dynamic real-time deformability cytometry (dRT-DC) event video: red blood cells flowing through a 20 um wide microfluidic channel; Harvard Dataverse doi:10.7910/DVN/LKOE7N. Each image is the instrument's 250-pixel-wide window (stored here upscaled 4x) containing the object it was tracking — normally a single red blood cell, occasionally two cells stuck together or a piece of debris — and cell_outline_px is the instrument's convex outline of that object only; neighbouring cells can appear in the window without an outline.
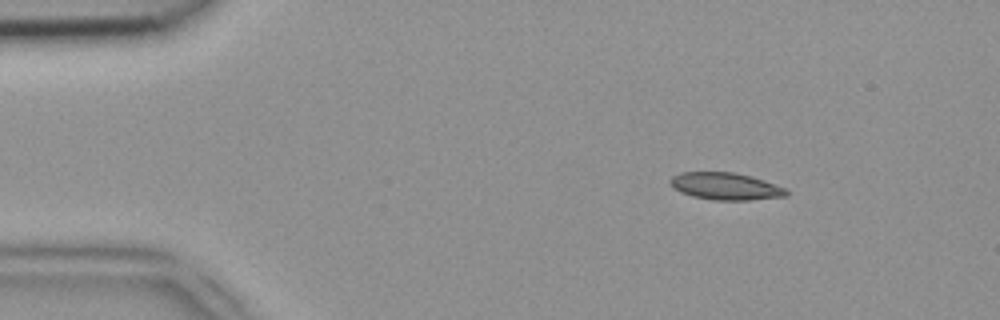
{"species": "common noctule bat (a hibernating species)", "species_latin": "Nyctalus noctula", "temperature_condition": "room temperature", "stored_images_in_passage": 45, "camera_frame_rate_fps": 3000, "um_per_image_px": 0.085, "animal": {"sex": "female", "body_mass_g": 18.4}, "frame": {"image": 1, "passage_image": 3, "time_ms": 0.667, "image_size_px": [1000, 320], "cell_outline_px": [[788, 196], [748, 200], [712, 200], [692, 196], [680, 192], [668, 184], [668, 180], [672, 176], [680, 172], [736, 172], [752, 176], [788, 188]], "centroid_in_image_um": [61.67, 15.83], "position_along_channel_um": 23.3, "area_um2": 18.73}}
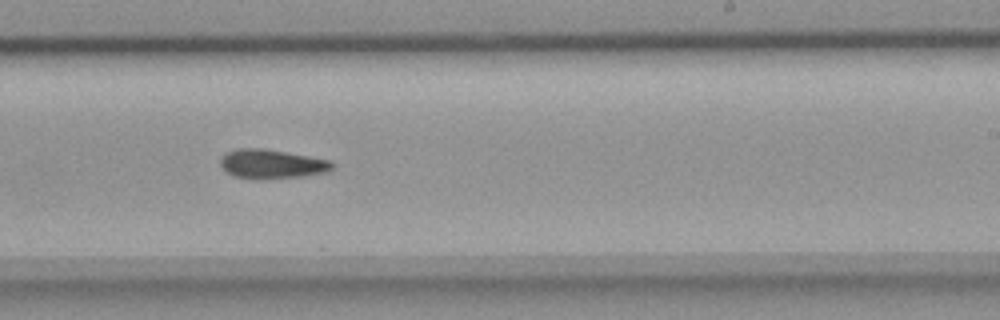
{"frame": {"image": 2, "passage_image": 26, "time_ms": 8.333, "image_size_px": [1000, 320], "cell_outline_px": [[336, 164], [332, 168], [324, 172], [304, 176], [264, 180], [236, 176], [228, 172], [220, 164], [220, 156], [224, 152], [236, 148], [264, 148], [332, 160]], "centroid_in_image_um": [23.1, 13.93], "position_along_channel_um": 265.9, "area_um2": 19.25}}
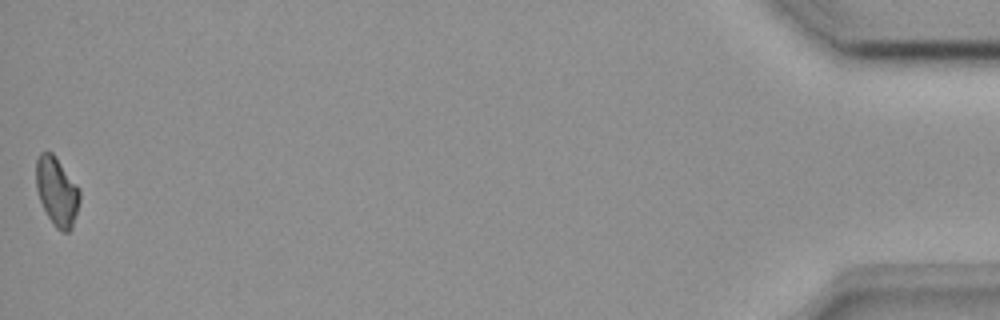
{"frame": {"image": 3, "passage_image": 45, "time_ms": 14.667, "image_size_px": [1000, 320], "cell_outline_px": [[80, 200], [72, 228], [68, 232], [60, 232], [56, 228], [48, 216], [40, 200], [36, 188], [36, 160], [40, 152], [52, 152], [80, 188]], "centroid_in_image_um": [4.84, 16.27], "position_along_channel_um": 430.4, "area_um2": 17.46}}